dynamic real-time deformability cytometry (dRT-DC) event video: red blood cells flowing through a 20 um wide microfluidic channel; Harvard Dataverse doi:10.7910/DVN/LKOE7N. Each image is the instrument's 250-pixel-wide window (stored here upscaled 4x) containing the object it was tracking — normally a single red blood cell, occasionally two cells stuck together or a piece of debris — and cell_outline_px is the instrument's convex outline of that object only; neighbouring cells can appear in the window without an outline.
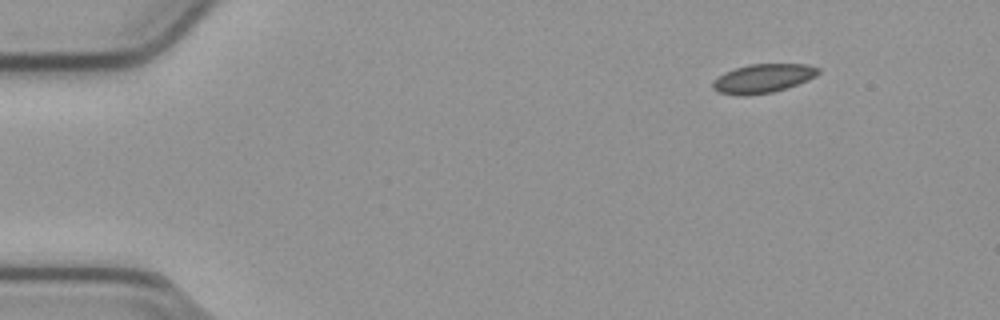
{"species": "common noctule bat (a hibernating species)", "species_latin": "Nyctalus noctula", "temperature_condition": "cold", "stored_images_in_passage": 49, "camera_frame_rate_fps": 3000, "um_per_image_px": 0.085, "animal": {"sex": "male", "body_mass_g": 23.1, "forearm_length_mm": 52.7}, "frame": {"image": 1, "passage_image": 1, "time_ms": 0.0, "image_size_px": [1000, 320], "cell_outline_px": [[820, 72], [816, 76], [808, 80], [772, 92], [744, 96], [740, 96], [720, 92], [712, 88], [712, 80], [724, 72], [748, 64], [808, 64], [820, 68]], "centroid_in_image_um": [64.84, 6.66], "position_along_channel_um": 20.2, "area_um2": 17.74}}
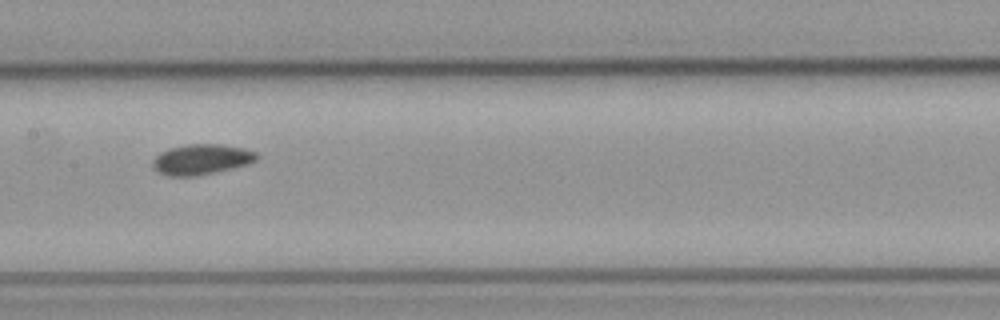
{"frame": {"image": 2, "passage_image": 22, "time_ms": 7.0, "image_size_px": [1000, 320], "cell_outline_px": [[260, 156], [256, 160], [248, 164], [232, 168], [192, 176], [168, 176], [156, 172], [152, 168], [152, 160], [160, 152], [168, 148], [188, 144], [220, 144], [244, 148], [256, 152]], "centroid_in_image_um": [17.09, 13.54], "position_along_channel_um": 190.3, "area_um2": 18.5}}
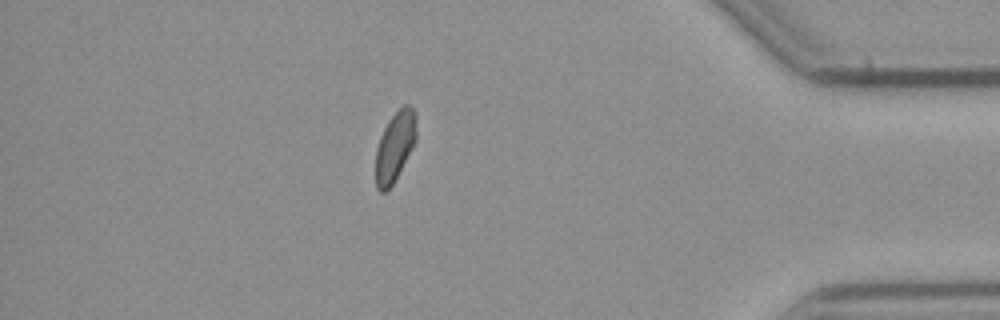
{"frame": {"image": 3, "passage_image": 42, "time_ms": 13.667, "image_size_px": [1000, 320], "cell_outline_px": [[416, 140], [412, 148], [392, 184], [384, 192], [380, 192], [376, 188], [376, 148], [380, 136], [388, 120], [404, 104], [408, 104], [416, 112]], "centroid_in_image_um": [33.57, 12.41], "position_along_channel_um": 401.6, "area_um2": 16.36}, "authors_computed_cell_mechanics": {"area_um2": 17.7446, "velocity_mm_per_s": 3.7922, "shape_relaxation_time_tau1_ms": null, "shape_relaxation_time_tau2_ms": 7.4904, "deformation_change_tau1": null, "deformation_change_tau2": 0.1144}}